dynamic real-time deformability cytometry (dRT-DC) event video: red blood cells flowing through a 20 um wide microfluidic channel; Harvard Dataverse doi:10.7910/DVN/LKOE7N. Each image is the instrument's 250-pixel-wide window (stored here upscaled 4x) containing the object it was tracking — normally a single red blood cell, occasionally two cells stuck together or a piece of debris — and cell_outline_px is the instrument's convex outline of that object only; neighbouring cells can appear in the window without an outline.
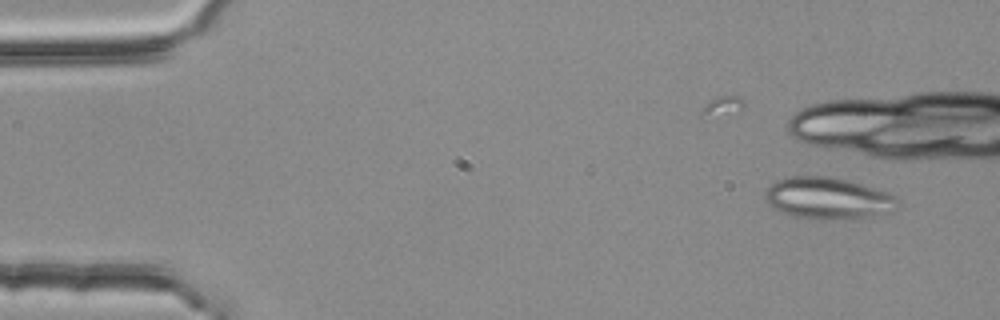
{"species": "common noctule bat (a hibernating species)", "species_latin": "Nyctalus noctula", "temperature_condition": "room temperature", "stored_images_in_passage": 5, "camera_frame_rate_fps": 3000, "um_per_image_px": 0.085, "animal": {"sex": "female", "body_mass_g": 25.1}, "frame": {"image": 1, "passage_image": 2, "time_ms": 0.333, "image_size_px": [1000, 320], "cell_outline_px": [[900, 208], [884, 212], [864, 216], [836, 220], [816, 220], [792, 216], [768, 204], [764, 200], [764, 192], [776, 180], [792, 176], [828, 176], [844, 180], [872, 188], [896, 196], [900, 200]], "centroid_in_image_um": [70.33, 16.86], "position_along_channel_um": 14.7, "area_um2": 31.85}}